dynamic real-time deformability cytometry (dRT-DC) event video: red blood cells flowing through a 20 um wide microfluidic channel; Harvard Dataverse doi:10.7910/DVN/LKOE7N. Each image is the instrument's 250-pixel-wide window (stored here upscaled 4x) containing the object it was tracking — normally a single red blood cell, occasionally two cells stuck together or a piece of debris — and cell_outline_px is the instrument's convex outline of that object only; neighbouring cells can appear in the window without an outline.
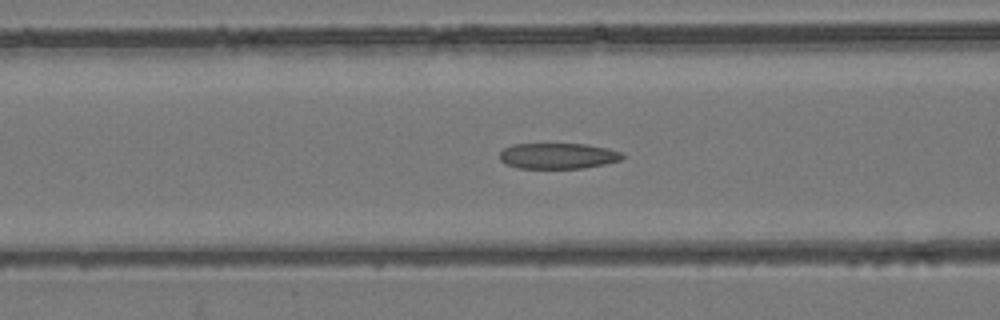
{"species": "common noctule bat (a hibernating species)", "species_latin": "Nyctalus noctula", "temperature_condition": "room temperature", "stored_images_in_passage": 49, "camera_frame_rate_fps": 3000, "um_per_image_px": 0.085, "animal": {"sex": "female", "body_mass_g": 24.6, "forearm_length_mm": 56.2}, "frame": {"image": 1, "passage_image": 20, "time_ms": 6.333, "image_size_px": [1000, 320], "cell_outline_px": [[624, 156], [620, 160], [604, 164], [584, 168], [516, 168], [504, 164], [500, 160], [500, 152], [504, 148], [512, 144], [588, 144], [608, 148], [624, 152]], "centroid_in_image_um": [47.42, 13.25], "position_along_channel_um": 119.2, "area_um2": 18.61}}
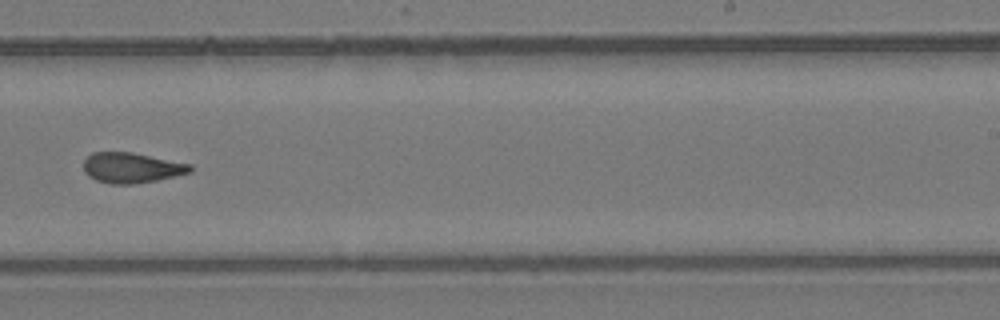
{"frame": {"image": 2, "passage_image": 31, "time_ms": 10.0, "image_size_px": [1000, 320], "cell_outline_px": [[192, 172], [156, 180], [132, 184], [112, 184], [96, 180], [88, 176], [84, 172], [84, 160], [92, 152], [132, 152], [192, 164]], "centroid_in_image_um": [11.18, 14.25], "position_along_channel_um": 277.8, "area_um2": 18.84}}
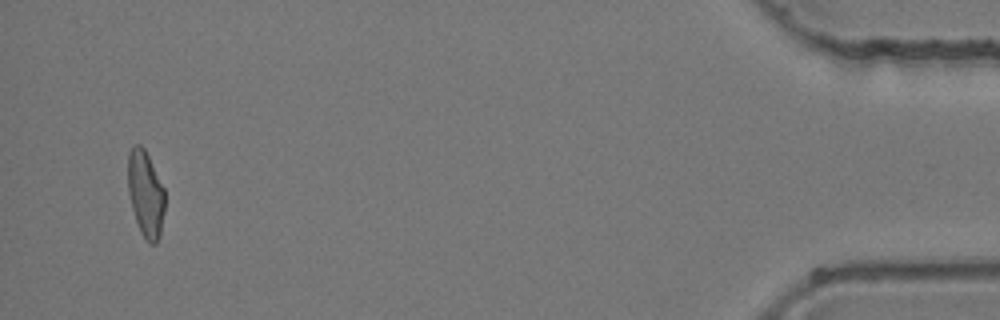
{"frame": {"image": 3, "passage_image": 47, "time_ms": 15.333, "image_size_px": [1000, 320], "cell_outline_px": [[164, 212], [160, 236], [156, 244], [148, 244], [140, 232], [132, 208], [128, 192], [128, 152], [132, 144], [140, 144], [144, 148], [164, 188]], "centroid_in_image_um": [12.37, 16.49], "position_along_channel_um": 422.8, "area_um2": 18.67}}